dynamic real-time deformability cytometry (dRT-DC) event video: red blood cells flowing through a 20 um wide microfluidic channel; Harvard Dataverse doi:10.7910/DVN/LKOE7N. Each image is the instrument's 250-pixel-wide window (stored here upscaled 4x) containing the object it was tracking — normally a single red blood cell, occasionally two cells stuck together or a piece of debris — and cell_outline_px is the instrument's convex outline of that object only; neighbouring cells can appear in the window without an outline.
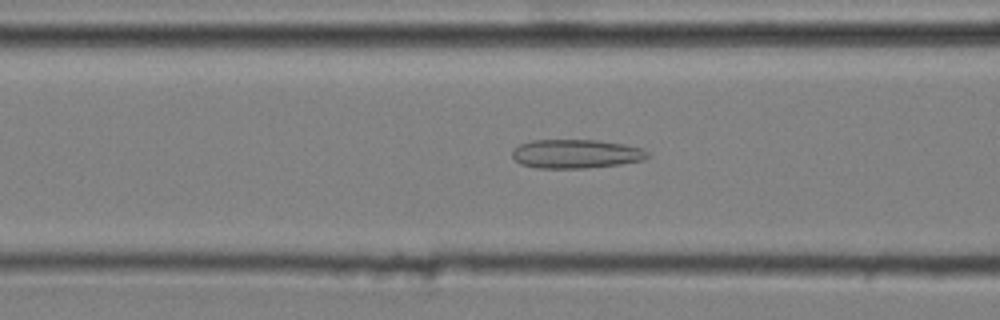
{"species": "common noctule bat (a hibernating species)", "species_latin": "Nyctalus noctula", "temperature_condition": "cold", "stored_images_in_passage": 51, "camera_frame_rate_fps": 3000, "um_per_image_px": 0.085, "animal": {"sex": "male", "body_mass_g": 20.4}, "frame": {"image": 1, "passage_image": 21, "time_ms": 6.667, "image_size_px": [1000, 320], "cell_outline_px": [[648, 156], [644, 160], [620, 164], [584, 168], [536, 168], [520, 164], [512, 156], [512, 152], [520, 144], [532, 140], [600, 140], [624, 144], [644, 148], [648, 152]], "centroid_in_image_um": [48.98, 13.07], "position_along_channel_um": 117.6, "area_um2": 22.83}}
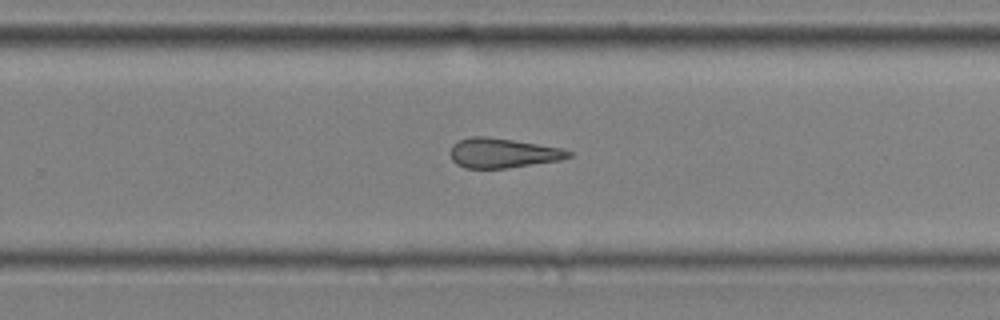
{"frame": {"image": 2, "passage_image": 35, "time_ms": 11.333, "image_size_px": [1000, 320], "cell_outline_px": [[572, 156], [560, 160], [508, 168], [464, 168], [456, 164], [452, 160], [448, 152], [452, 144], [468, 136], [488, 136], [564, 148], [572, 152]], "centroid_in_image_um": [42.7, 13.0], "position_along_channel_um": 287.1, "area_um2": 20.75}}
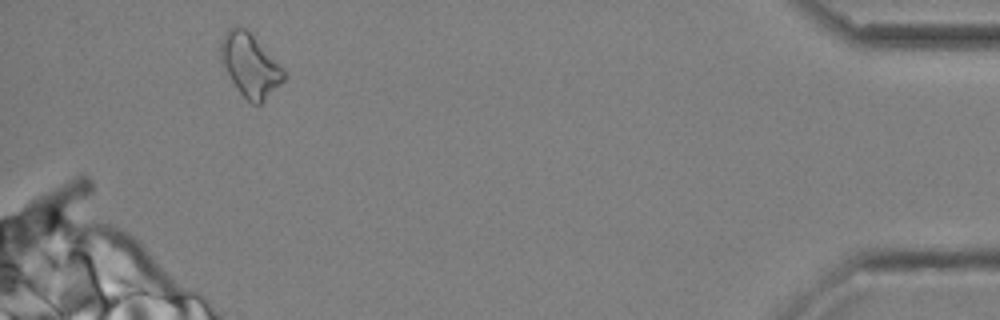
{"frame": {"image": 3, "passage_image": 50, "time_ms": 16.333, "image_size_px": [1000, 320], "cell_outline_px": [[284, 80], [260, 104], [252, 104], [240, 92], [232, 80], [220, 60], [220, 44], [224, 32], [228, 28], [244, 28], [252, 36], [284, 72]], "centroid_in_image_um": [21.2, 5.56], "position_along_channel_um": 414.0, "area_um2": 21.96}, "authors_computed_cell_mechanics": {"area_um2": 21.7328, "velocity_mm_per_s": 3.6375, "shape_relaxation_time_tau1_ms": null, "shape_relaxation_time_tau2_ms": 3.9311, "deformation_change_tau1": null, "deformation_change_tau2": 0.1511}}